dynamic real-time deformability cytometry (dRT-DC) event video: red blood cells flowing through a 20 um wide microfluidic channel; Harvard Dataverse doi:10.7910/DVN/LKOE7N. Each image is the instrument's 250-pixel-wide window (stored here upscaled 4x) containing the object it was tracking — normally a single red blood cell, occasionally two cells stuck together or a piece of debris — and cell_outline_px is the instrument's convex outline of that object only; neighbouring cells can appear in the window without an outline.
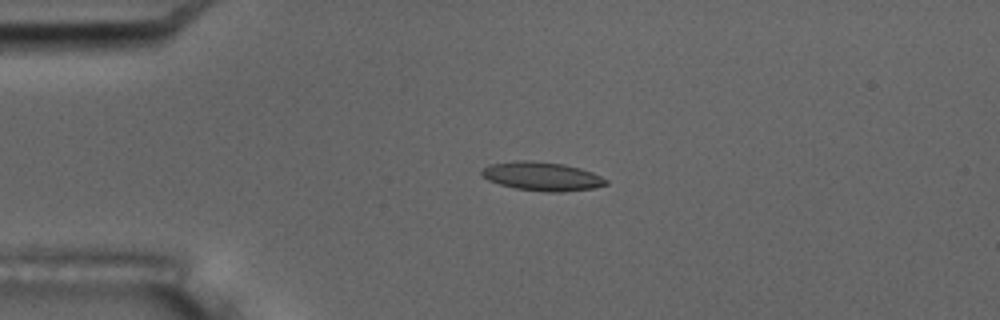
{"species": "common noctule bat (a hibernating species)", "species_latin": "Nyctalus noctula", "temperature_condition": "room temperature", "stored_images_in_passage": 4, "camera_frame_rate_fps": 3000, "um_per_image_px": 0.085, "animal": {"sex": "male", "body_mass_g": 17.5, "forearm_length_mm": 52.3}, "frame": {"image": 1, "passage_image": 3, "time_ms": 3.0, "image_size_px": [1000, 320], "cell_outline_px": [[608, 184], [592, 188], [564, 192], [548, 192], [516, 188], [500, 184], [488, 180], [480, 176], [480, 172], [488, 164], [516, 160], [532, 160], [564, 164], [580, 168], [592, 172], [608, 180]], "centroid_in_image_um": [46.04, 14.98], "position_along_channel_um": 39.0, "area_um2": 20.92}}